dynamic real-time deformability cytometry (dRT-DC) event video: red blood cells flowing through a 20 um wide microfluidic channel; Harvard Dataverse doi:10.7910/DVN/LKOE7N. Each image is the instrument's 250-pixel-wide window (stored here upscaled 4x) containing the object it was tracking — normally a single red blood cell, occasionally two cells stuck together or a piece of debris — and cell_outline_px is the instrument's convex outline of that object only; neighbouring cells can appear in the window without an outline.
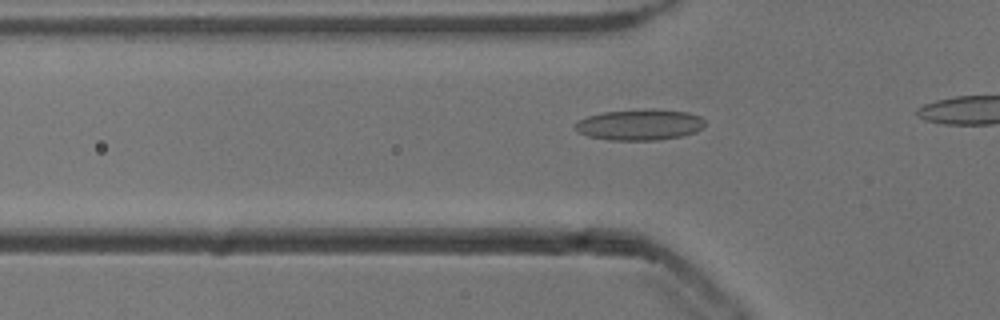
{"species": "common noctule bat (a hibernating species)", "species_latin": "Nyctalus noctula", "temperature_condition": "cold", "stored_images_in_passage": 12, "camera_frame_rate_fps": 3000, "um_per_image_px": 0.085, "animal": {"sex": "male", "body_mass_g": 13.3}, "frame": {"image": 1, "passage_image": 6, "time_ms": 1.667, "image_size_px": [1000, 320], "cell_outline_px": [[704, 128], [696, 132], [680, 136], [656, 140], [608, 140], [588, 136], [580, 132], [576, 128], [576, 124], [580, 120], [588, 116], [604, 112], [652, 108], [688, 112], [700, 116], [704, 120]], "centroid_in_image_um": [54.43, 10.59], "position_along_channel_um": 71.4, "area_um2": 23.35}}
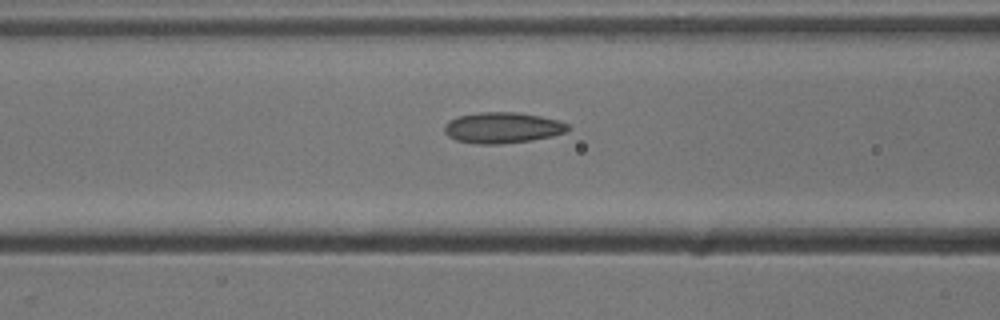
{"frame": {"image": 2, "passage_image": 10, "time_ms": 3.0, "image_size_px": [1000, 320], "cell_outline_px": [[568, 128], [564, 132], [552, 136], [532, 140], [500, 144], [476, 144], [456, 140], [448, 136], [444, 132], [444, 124], [448, 120], [456, 116], [480, 112], [520, 112], [560, 120], [568, 124]], "centroid_in_image_um": [42.67, 10.85], "position_along_channel_um": 123.9, "area_um2": 22.43}}